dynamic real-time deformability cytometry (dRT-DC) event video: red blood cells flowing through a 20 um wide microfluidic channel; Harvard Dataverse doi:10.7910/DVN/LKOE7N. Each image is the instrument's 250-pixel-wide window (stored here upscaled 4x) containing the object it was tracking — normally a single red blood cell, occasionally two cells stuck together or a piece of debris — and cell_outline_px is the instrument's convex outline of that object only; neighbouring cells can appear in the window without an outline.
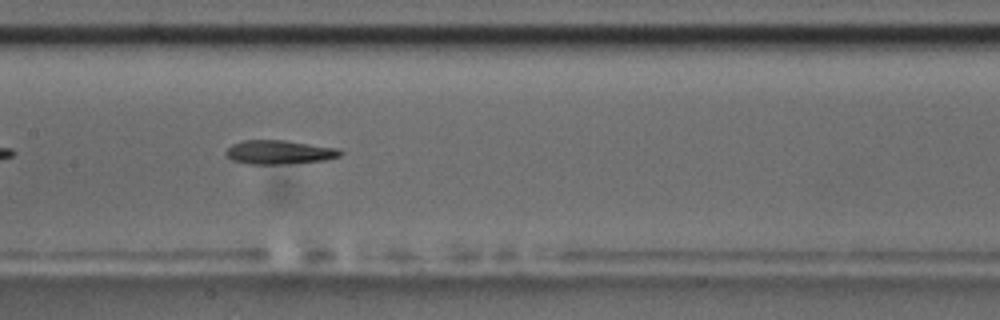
{"species": "common noctule bat (a hibernating species)", "species_latin": "Nyctalus noctula", "temperature_condition": "room temperature", "stored_images_in_passage": 8, "camera_frame_rate_fps": 3000, "um_per_image_px": 0.085, "animal": {"sex": "male", "body_mass_g": 17.5, "forearm_length_mm": 52.3}, "frame": {"image": 1, "passage_image": 5, "time_ms": 4.333, "image_size_px": [1000, 320], "cell_outline_px": [[344, 152], [340, 156], [324, 160], [288, 164], [248, 164], [232, 160], [224, 152], [232, 144], [244, 140], [284, 140], [336, 148]], "centroid_in_image_um": [23.72, 12.94], "position_along_channel_um": 183.7, "area_um2": 15.9}}